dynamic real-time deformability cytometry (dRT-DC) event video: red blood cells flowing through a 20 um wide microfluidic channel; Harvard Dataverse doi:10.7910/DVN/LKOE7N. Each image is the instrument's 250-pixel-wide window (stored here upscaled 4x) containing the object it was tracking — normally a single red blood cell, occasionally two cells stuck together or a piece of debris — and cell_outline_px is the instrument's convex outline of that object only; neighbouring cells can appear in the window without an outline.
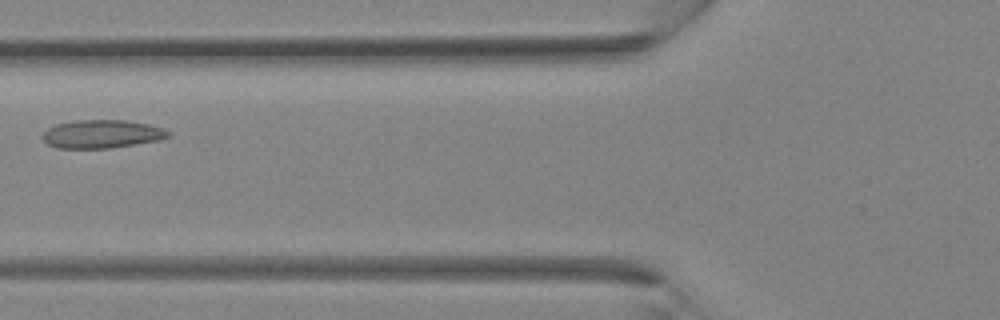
{"species": "Egyptian fruit bat (a non-hibernating species)", "species_latin": "Rousettus aegyptiacus", "temperature_condition": "room temperature", "stored_images_in_passage": 34, "camera_frame_rate_fps": 3000, "um_per_image_px": 0.085, "animal": {"sex": "female"}, "frame": {"image": 1, "passage_image": 11, "time_ms": 3.333, "image_size_px": [1000, 320], "cell_outline_px": [[172, 132], [168, 136], [160, 140], [112, 148], [56, 148], [48, 144], [40, 136], [48, 128], [56, 124], [76, 120], [124, 120], [148, 124]], "centroid_in_image_um": [8.63, 11.39], "position_along_channel_um": 117.2, "area_um2": 20.69}}
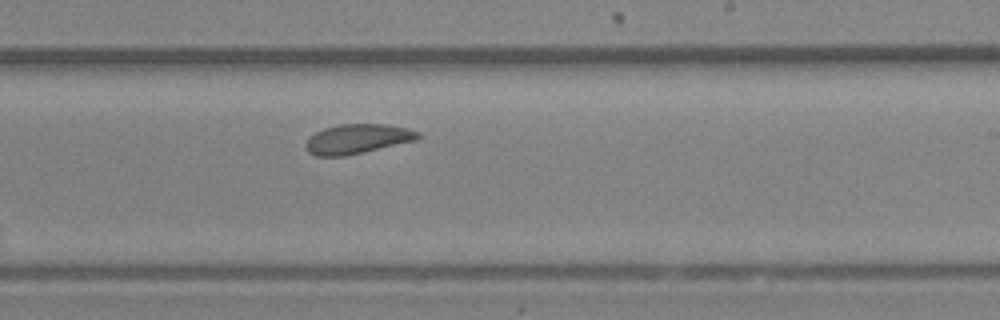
{"frame": {"image": 2, "passage_image": 19, "time_ms": 6.0, "image_size_px": [1000, 320], "cell_outline_px": [[420, 136], [416, 140], [344, 156], [316, 156], [308, 152], [304, 148], [304, 144], [308, 136], [324, 128], [340, 124], [384, 124], [408, 128], [420, 132]], "centroid_in_image_um": [30.32, 11.8], "position_along_channel_um": 258.7, "area_um2": 19.36}}
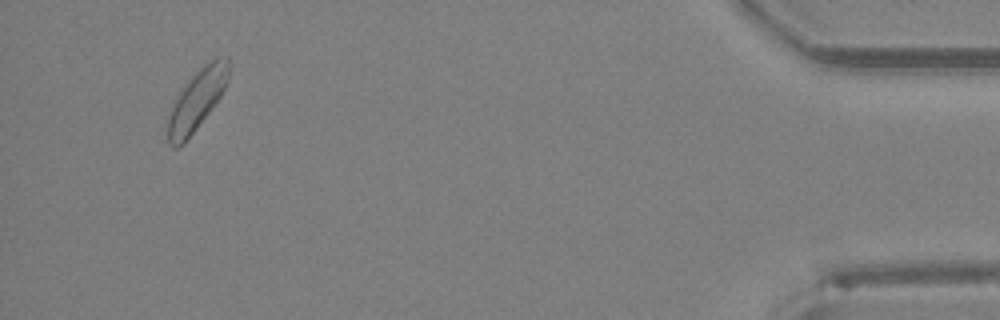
{"frame": {"image": 3, "passage_image": 32, "time_ms": 10.333, "image_size_px": [1000, 320], "cell_outline_px": [[232, 64], [228, 80], [220, 96], [212, 108], [184, 144], [176, 148], [172, 148], [168, 144], [168, 116], [180, 88], [204, 64], [216, 56], [228, 56]], "centroid_in_image_um": [16.76, 8.45], "position_along_channel_um": 418.4, "area_um2": 21.68}}